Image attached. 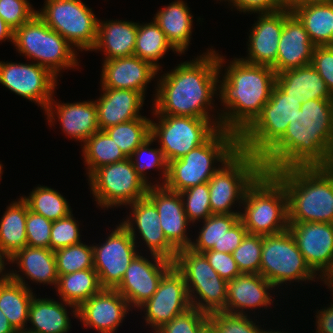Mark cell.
<instances>
[{
  "label": "cell",
  "instance_id": "obj_1",
  "mask_svg": "<svg viewBox=\"0 0 333 333\" xmlns=\"http://www.w3.org/2000/svg\"><path fill=\"white\" fill-rule=\"evenodd\" d=\"M206 52L158 76L153 115L203 118L221 128L220 114L213 116L211 112L215 109L213 97L219 95V76L227 61L214 49Z\"/></svg>",
  "mask_w": 333,
  "mask_h": 333
},
{
  "label": "cell",
  "instance_id": "obj_2",
  "mask_svg": "<svg viewBox=\"0 0 333 333\" xmlns=\"http://www.w3.org/2000/svg\"><path fill=\"white\" fill-rule=\"evenodd\" d=\"M333 155V99L301 104L283 137L260 159L265 172L329 167Z\"/></svg>",
  "mask_w": 333,
  "mask_h": 333
},
{
  "label": "cell",
  "instance_id": "obj_3",
  "mask_svg": "<svg viewBox=\"0 0 333 333\" xmlns=\"http://www.w3.org/2000/svg\"><path fill=\"white\" fill-rule=\"evenodd\" d=\"M219 79V98L224 110L221 128L238 137L254 122L269 101L277 74L272 67L234 58Z\"/></svg>",
  "mask_w": 333,
  "mask_h": 333
},
{
  "label": "cell",
  "instance_id": "obj_4",
  "mask_svg": "<svg viewBox=\"0 0 333 333\" xmlns=\"http://www.w3.org/2000/svg\"><path fill=\"white\" fill-rule=\"evenodd\" d=\"M272 174L286 190L288 222L333 223V170L330 167H296Z\"/></svg>",
  "mask_w": 333,
  "mask_h": 333
},
{
  "label": "cell",
  "instance_id": "obj_5",
  "mask_svg": "<svg viewBox=\"0 0 333 333\" xmlns=\"http://www.w3.org/2000/svg\"><path fill=\"white\" fill-rule=\"evenodd\" d=\"M238 150V136L218 128L203 144L192 149L182 158L168 163L164 186L169 190L181 192L209 182L221 167L220 163L227 162ZM216 163L219 164L218 167Z\"/></svg>",
  "mask_w": 333,
  "mask_h": 333
},
{
  "label": "cell",
  "instance_id": "obj_6",
  "mask_svg": "<svg viewBox=\"0 0 333 333\" xmlns=\"http://www.w3.org/2000/svg\"><path fill=\"white\" fill-rule=\"evenodd\" d=\"M240 220L249 234L274 235L288 230V198L283 184L263 171L247 188Z\"/></svg>",
  "mask_w": 333,
  "mask_h": 333
},
{
  "label": "cell",
  "instance_id": "obj_7",
  "mask_svg": "<svg viewBox=\"0 0 333 333\" xmlns=\"http://www.w3.org/2000/svg\"><path fill=\"white\" fill-rule=\"evenodd\" d=\"M13 45L20 55L48 68L57 77L63 69L79 67L77 49L51 29L38 14L14 30Z\"/></svg>",
  "mask_w": 333,
  "mask_h": 333
},
{
  "label": "cell",
  "instance_id": "obj_8",
  "mask_svg": "<svg viewBox=\"0 0 333 333\" xmlns=\"http://www.w3.org/2000/svg\"><path fill=\"white\" fill-rule=\"evenodd\" d=\"M302 99L288 96L276 84L254 122L238 137L239 149L261 159L285 134Z\"/></svg>",
  "mask_w": 333,
  "mask_h": 333
},
{
  "label": "cell",
  "instance_id": "obj_9",
  "mask_svg": "<svg viewBox=\"0 0 333 333\" xmlns=\"http://www.w3.org/2000/svg\"><path fill=\"white\" fill-rule=\"evenodd\" d=\"M263 171L259 158L240 149L221 164L208 182L212 214H240L231 207L242 206L247 188Z\"/></svg>",
  "mask_w": 333,
  "mask_h": 333
},
{
  "label": "cell",
  "instance_id": "obj_10",
  "mask_svg": "<svg viewBox=\"0 0 333 333\" xmlns=\"http://www.w3.org/2000/svg\"><path fill=\"white\" fill-rule=\"evenodd\" d=\"M183 275L192 307L207 314L223 311L227 299V281L209 264L202 253L180 249L173 262Z\"/></svg>",
  "mask_w": 333,
  "mask_h": 333
},
{
  "label": "cell",
  "instance_id": "obj_11",
  "mask_svg": "<svg viewBox=\"0 0 333 333\" xmlns=\"http://www.w3.org/2000/svg\"><path fill=\"white\" fill-rule=\"evenodd\" d=\"M260 275L275 288L288 282L316 281L289 230L262 236Z\"/></svg>",
  "mask_w": 333,
  "mask_h": 333
},
{
  "label": "cell",
  "instance_id": "obj_12",
  "mask_svg": "<svg viewBox=\"0 0 333 333\" xmlns=\"http://www.w3.org/2000/svg\"><path fill=\"white\" fill-rule=\"evenodd\" d=\"M90 191L101 208H114L146 197L149 185L137 174L130 158L101 166L88 178Z\"/></svg>",
  "mask_w": 333,
  "mask_h": 333
},
{
  "label": "cell",
  "instance_id": "obj_13",
  "mask_svg": "<svg viewBox=\"0 0 333 333\" xmlns=\"http://www.w3.org/2000/svg\"><path fill=\"white\" fill-rule=\"evenodd\" d=\"M38 16L79 51L95 46L98 18L81 0H45Z\"/></svg>",
  "mask_w": 333,
  "mask_h": 333
},
{
  "label": "cell",
  "instance_id": "obj_14",
  "mask_svg": "<svg viewBox=\"0 0 333 333\" xmlns=\"http://www.w3.org/2000/svg\"><path fill=\"white\" fill-rule=\"evenodd\" d=\"M158 123L151 119L150 136L160 143L166 161L177 160L192 149L203 144L217 128L207 119L155 115Z\"/></svg>",
  "mask_w": 333,
  "mask_h": 333
},
{
  "label": "cell",
  "instance_id": "obj_15",
  "mask_svg": "<svg viewBox=\"0 0 333 333\" xmlns=\"http://www.w3.org/2000/svg\"><path fill=\"white\" fill-rule=\"evenodd\" d=\"M107 236L101 245L92 244L94 269L103 289H115L130 262L139 253V246L121 223Z\"/></svg>",
  "mask_w": 333,
  "mask_h": 333
},
{
  "label": "cell",
  "instance_id": "obj_16",
  "mask_svg": "<svg viewBox=\"0 0 333 333\" xmlns=\"http://www.w3.org/2000/svg\"><path fill=\"white\" fill-rule=\"evenodd\" d=\"M57 79L48 68L33 61L25 64L0 61V84L38 107L40 105L42 110L52 100Z\"/></svg>",
  "mask_w": 333,
  "mask_h": 333
},
{
  "label": "cell",
  "instance_id": "obj_17",
  "mask_svg": "<svg viewBox=\"0 0 333 333\" xmlns=\"http://www.w3.org/2000/svg\"><path fill=\"white\" fill-rule=\"evenodd\" d=\"M190 307L184 277L173 265L161 278L154 295L138 309L144 311L146 326L150 325L155 333Z\"/></svg>",
  "mask_w": 333,
  "mask_h": 333
},
{
  "label": "cell",
  "instance_id": "obj_18",
  "mask_svg": "<svg viewBox=\"0 0 333 333\" xmlns=\"http://www.w3.org/2000/svg\"><path fill=\"white\" fill-rule=\"evenodd\" d=\"M139 254L141 252L130 262L122 281L115 288L134 309L154 295L161 278L173 266V262L162 257L151 254V261Z\"/></svg>",
  "mask_w": 333,
  "mask_h": 333
},
{
  "label": "cell",
  "instance_id": "obj_19",
  "mask_svg": "<svg viewBox=\"0 0 333 333\" xmlns=\"http://www.w3.org/2000/svg\"><path fill=\"white\" fill-rule=\"evenodd\" d=\"M288 230L307 265L322 279L333 267V223L289 222Z\"/></svg>",
  "mask_w": 333,
  "mask_h": 333
},
{
  "label": "cell",
  "instance_id": "obj_20",
  "mask_svg": "<svg viewBox=\"0 0 333 333\" xmlns=\"http://www.w3.org/2000/svg\"><path fill=\"white\" fill-rule=\"evenodd\" d=\"M128 206L132 211L120 223L128 230L135 243H137L136 238H138L137 230L150 254L174 262L178 250L166 239L155 205L147 197H144L128 204Z\"/></svg>",
  "mask_w": 333,
  "mask_h": 333
},
{
  "label": "cell",
  "instance_id": "obj_21",
  "mask_svg": "<svg viewBox=\"0 0 333 333\" xmlns=\"http://www.w3.org/2000/svg\"><path fill=\"white\" fill-rule=\"evenodd\" d=\"M128 301L115 289H102L77 308L82 325L98 333H115L129 314Z\"/></svg>",
  "mask_w": 333,
  "mask_h": 333
},
{
  "label": "cell",
  "instance_id": "obj_22",
  "mask_svg": "<svg viewBox=\"0 0 333 333\" xmlns=\"http://www.w3.org/2000/svg\"><path fill=\"white\" fill-rule=\"evenodd\" d=\"M146 197L155 205L166 239L177 249L189 248L191 238L187 234L190 222L184 211L179 192L164 185H150Z\"/></svg>",
  "mask_w": 333,
  "mask_h": 333
},
{
  "label": "cell",
  "instance_id": "obj_23",
  "mask_svg": "<svg viewBox=\"0 0 333 333\" xmlns=\"http://www.w3.org/2000/svg\"><path fill=\"white\" fill-rule=\"evenodd\" d=\"M56 102L52 97L44 110L47 122H50V127L55 125L54 122H57V117L63 133L71 139L83 142V144L95 132L100 131L95 101L63 102L62 104Z\"/></svg>",
  "mask_w": 333,
  "mask_h": 333
},
{
  "label": "cell",
  "instance_id": "obj_24",
  "mask_svg": "<svg viewBox=\"0 0 333 333\" xmlns=\"http://www.w3.org/2000/svg\"><path fill=\"white\" fill-rule=\"evenodd\" d=\"M101 88L126 89L140 92L144 97L147 85L159 70L137 56L103 60Z\"/></svg>",
  "mask_w": 333,
  "mask_h": 333
},
{
  "label": "cell",
  "instance_id": "obj_25",
  "mask_svg": "<svg viewBox=\"0 0 333 333\" xmlns=\"http://www.w3.org/2000/svg\"><path fill=\"white\" fill-rule=\"evenodd\" d=\"M314 48L304 25L290 10L284 9L283 31L276 63L272 66L275 73L309 65Z\"/></svg>",
  "mask_w": 333,
  "mask_h": 333
},
{
  "label": "cell",
  "instance_id": "obj_26",
  "mask_svg": "<svg viewBox=\"0 0 333 333\" xmlns=\"http://www.w3.org/2000/svg\"><path fill=\"white\" fill-rule=\"evenodd\" d=\"M284 26V9L273 13H262L249 30L248 55L244 62L272 67L276 63L278 44Z\"/></svg>",
  "mask_w": 333,
  "mask_h": 333
},
{
  "label": "cell",
  "instance_id": "obj_27",
  "mask_svg": "<svg viewBox=\"0 0 333 333\" xmlns=\"http://www.w3.org/2000/svg\"><path fill=\"white\" fill-rule=\"evenodd\" d=\"M273 289L276 288L262 275L242 273L227 282V299L223 311L248 315V310H260L261 307L267 309L273 303V295L269 292Z\"/></svg>",
  "mask_w": 333,
  "mask_h": 333
},
{
  "label": "cell",
  "instance_id": "obj_28",
  "mask_svg": "<svg viewBox=\"0 0 333 333\" xmlns=\"http://www.w3.org/2000/svg\"><path fill=\"white\" fill-rule=\"evenodd\" d=\"M95 101L100 130L142 117L145 97L135 90L101 88Z\"/></svg>",
  "mask_w": 333,
  "mask_h": 333
},
{
  "label": "cell",
  "instance_id": "obj_29",
  "mask_svg": "<svg viewBox=\"0 0 333 333\" xmlns=\"http://www.w3.org/2000/svg\"><path fill=\"white\" fill-rule=\"evenodd\" d=\"M10 262L12 264L16 263V267L19 268V271H14L13 269L9 271L10 278L25 287L32 289L26 283L24 277L37 284H50L54 285V288L56 287L58 281L56 260L54 251L50 248L25 246L10 258ZM18 272H22L21 275ZM22 274L24 277H22Z\"/></svg>",
  "mask_w": 333,
  "mask_h": 333
},
{
  "label": "cell",
  "instance_id": "obj_30",
  "mask_svg": "<svg viewBox=\"0 0 333 333\" xmlns=\"http://www.w3.org/2000/svg\"><path fill=\"white\" fill-rule=\"evenodd\" d=\"M137 31L136 22L99 19L97 39L91 51H103V60L133 56Z\"/></svg>",
  "mask_w": 333,
  "mask_h": 333
},
{
  "label": "cell",
  "instance_id": "obj_31",
  "mask_svg": "<svg viewBox=\"0 0 333 333\" xmlns=\"http://www.w3.org/2000/svg\"><path fill=\"white\" fill-rule=\"evenodd\" d=\"M70 307L73 316L77 318V308L63 300L55 301L51 298H32L29 308L28 321L32 325L26 327L29 333H68L71 320L66 307ZM68 313V314H67Z\"/></svg>",
  "mask_w": 333,
  "mask_h": 333
},
{
  "label": "cell",
  "instance_id": "obj_32",
  "mask_svg": "<svg viewBox=\"0 0 333 333\" xmlns=\"http://www.w3.org/2000/svg\"><path fill=\"white\" fill-rule=\"evenodd\" d=\"M154 22L164 32L167 40L180 53L188 50L193 29V15L183 0H175L168 6L160 8L154 14Z\"/></svg>",
  "mask_w": 333,
  "mask_h": 333
},
{
  "label": "cell",
  "instance_id": "obj_33",
  "mask_svg": "<svg viewBox=\"0 0 333 333\" xmlns=\"http://www.w3.org/2000/svg\"><path fill=\"white\" fill-rule=\"evenodd\" d=\"M276 85L288 96L302 99V103L310 99H333L325 81L311 64L278 73Z\"/></svg>",
  "mask_w": 333,
  "mask_h": 333
},
{
  "label": "cell",
  "instance_id": "obj_34",
  "mask_svg": "<svg viewBox=\"0 0 333 333\" xmlns=\"http://www.w3.org/2000/svg\"><path fill=\"white\" fill-rule=\"evenodd\" d=\"M32 291L10 277L0 281V309L16 332H23L28 326L29 308L35 295Z\"/></svg>",
  "mask_w": 333,
  "mask_h": 333
},
{
  "label": "cell",
  "instance_id": "obj_35",
  "mask_svg": "<svg viewBox=\"0 0 333 333\" xmlns=\"http://www.w3.org/2000/svg\"><path fill=\"white\" fill-rule=\"evenodd\" d=\"M291 12L304 25L315 46L333 45V1L304 5Z\"/></svg>",
  "mask_w": 333,
  "mask_h": 333
},
{
  "label": "cell",
  "instance_id": "obj_36",
  "mask_svg": "<svg viewBox=\"0 0 333 333\" xmlns=\"http://www.w3.org/2000/svg\"><path fill=\"white\" fill-rule=\"evenodd\" d=\"M27 203L21 198L6 207L0 220V248L11 258L27 246Z\"/></svg>",
  "mask_w": 333,
  "mask_h": 333
},
{
  "label": "cell",
  "instance_id": "obj_37",
  "mask_svg": "<svg viewBox=\"0 0 333 333\" xmlns=\"http://www.w3.org/2000/svg\"><path fill=\"white\" fill-rule=\"evenodd\" d=\"M102 289L94 268L58 275L55 287L59 299L72 304L76 308L93 295L98 294Z\"/></svg>",
  "mask_w": 333,
  "mask_h": 333
},
{
  "label": "cell",
  "instance_id": "obj_38",
  "mask_svg": "<svg viewBox=\"0 0 333 333\" xmlns=\"http://www.w3.org/2000/svg\"><path fill=\"white\" fill-rule=\"evenodd\" d=\"M172 50L180 54L167 40L164 32L154 22L140 24L138 22V31L136 35L134 56L150 62L159 71V59H163L166 52Z\"/></svg>",
  "mask_w": 333,
  "mask_h": 333
},
{
  "label": "cell",
  "instance_id": "obj_39",
  "mask_svg": "<svg viewBox=\"0 0 333 333\" xmlns=\"http://www.w3.org/2000/svg\"><path fill=\"white\" fill-rule=\"evenodd\" d=\"M83 145L81 143L82 156L85 165H87L86 173L88 177L101 166L127 158L113 139L102 130L95 132Z\"/></svg>",
  "mask_w": 333,
  "mask_h": 333
},
{
  "label": "cell",
  "instance_id": "obj_40",
  "mask_svg": "<svg viewBox=\"0 0 333 333\" xmlns=\"http://www.w3.org/2000/svg\"><path fill=\"white\" fill-rule=\"evenodd\" d=\"M240 219V214H212L204 221L196 240L192 239L190 249L197 253L207 250L222 252V239L226 232Z\"/></svg>",
  "mask_w": 333,
  "mask_h": 333
},
{
  "label": "cell",
  "instance_id": "obj_41",
  "mask_svg": "<svg viewBox=\"0 0 333 333\" xmlns=\"http://www.w3.org/2000/svg\"><path fill=\"white\" fill-rule=\"evenodd\" d=\"M21 198L27 203L29 210L51 221L64 218L73 211L60 192L47 186H37L29 196L25 195Z\"/></svg>",
  "mask_w": 333,
  "mask_h": 333
},
{
  "label": "cell",
  "instance_id": "obj_42",
  "mask_svg": "<svg viewBox=\"0 0 333 333\" xmlns=\"http://www.w3.org/2000/svg\"><path fill=\"white\" fill-rule=\"evenodd\" d=\"M119 146L123 154L130 158L133 152L150 137L151 119L140 118L111 126L104 130Z\"/></svg>",
  "mask_w": 333,
  "mask_h": 333
},
{
  "label": "cell",
  "instance_id": "obj_43",
  "mask_svg": "<svg viewBox=\"0 0 333 333\" xmlns=\"http://www.w3.org/2000/svg\"><path fill=\"white\" fill-rule=\"evenodd\" d=\"M156 142L151 136L146 139L132 154L130 159L133 162L134 169L137 174L150 186L153 185L149 178H147L148 169H158V171L162 172L160 178H162V182L160 183L155 181L157 184L154 185H164L167 178L168 173V162L166 161L163 151L159 148H151V144ZM145 157V158H144ZM147 160V162L145 161ZM150 182V183H149ZM160 183V184H159Z\"/></svg>",
  "mask_w": 333,
  "mask_h": 333
},
{
  "label": "cell",
  "instance_id": "obj_44",
  "mask_svg": "<svg viewBox=\"0 0 333 333\" xmlns=\"http://www.w3.org/2000/svg\"><path fill=\"white\" fill-rule=\"evenodd\" d=\"M58 275L94 268L93 246L82 241L54 252Z\"/></svg>",
  "mask_w": 333,
  "mask_h": 333
},
{
  "label": "cell",
  "instance_id": "obj_45",
  "mask_svg": "<svg viewBox=\"0 0 333 333\" xmlns=\"http://www.w3.org/2000/svg\"><path fill=\"white\" fill-rule=\"evenodd\" d=\"M180 193L187 219L193 224L212 215L208 182L183 190ZM198 220V221H197Z\"/></svg>",
  "mask_w": 333,
  "mask_h": 333
},
{
  "label": "cell",
  "instance_id": "obj_46",
  "mask_svg": "<svg viewBox=\"0 0 333 333\" xmlns=\"http://www.w3.org/2000/svg\"><path fill=\"white\" fill-rule=\"evenodd\" d=\"M262 235L247 233L232 253L241 273L260 274Z\"/></svg>",
  "mask_w": 333,
  "mask_h": 333
},
{
  "label": "cell",
  "instance_id": "obj_47",
  "mask_svg": "<svg viewBox=\"0 0 333 333\" xmlns=\"http://www.w3.org/2000/svg\"><path fill=\"white\" fill-rule=\"evenodd\" d=\"M250 315L231 314L217 311L208 314L209 323L218 333H261V326L256 325Z\"/></svg>",
  "mask_w": 333,
  "mask_h": 333
},
{
  "label": "cell",
  "instance_id": "obj_48",
  "mask_svg": "<svg viewBox=\"0 0 333 333\" xmlns=\"http://www.w3.org/2000/svg\"><path fill=\"white\" fill-rule=\"evenodd\" d=\"M208 323V314L191 306L155 333H200Z\"/></svg>",
  "mask_w": 333,
  "mask_h": 333
},
{
  "label": "cell",
  "instance_id": "obj_49",
  "mask_svg": "<svg viewBox=\"0 0 333 333\" xmlns=\"http://www.w3.org/2000/svg\"><path fill=\"white\" fill-rule=\"evenodd\" d=\"M79 222L70 213L68 216L53 221L49 248L52 251L71 246L81 242Z\"/></svg>",
  "mask_w": 333,
  "mask_h": 333
},
{
  "label": "cell",
  "instance_id": "obj_50",
  "mask_svg": "<svg viewBox=\"0 0 333 333\" xmlns=\"http://www.w3.org/2000/svg\"><path fill=\"white\" fill-rule=\"evenodd\" d=\"M52 223L53 221L29 210L27 205V246L49 248Z\"/></svg>",
  "mask_w": 333,
  "mask_h": 333
},
{
  "label": "cell",
  "instance_id": "obj_51",
  "mask_svg": "<svg viewBox=\"0 0 333 333\" xmlns=\"http://www.w3.org/2000/svg\"><path fill=\"white\" fill-rule=\"evenodd\" d=\"M32 7L28 0H0V15L15 30L37 14Z\"/></svg>",
  "mask_w": 333,
  "mask_h": 333
},
{
  "label": "cell",
  "instance_id": "obj_52",
  "mask_svg": "<svg viewBox=\"0 0 333 333\" xmlns=\"http://www.w3.org/2000/svg\"><path fill=\"white\" fill-rule=\"evenodd\" d=\"M333 95V45L315 46L310 63Z\"/></svg>",
  "mask_w": 333,
  "mask_h": 333
},
{
  "label": "cell",
  "instance_id": "obj_53",
  "mask_svg": "<svg viewBox=\"0 0 333 333\" xmlns=\"http://www.w3.org/2000/svg\"><path fill=\"white\" fill-rule=\"evenodd\" d=\"M202 254L207 258L209 264L220 277L227 282L242 274L232 253L219 252L210 249Z\"/></svg>",
  "mask_w": 333,
  "mask_h": 333
},
{
  "label": "cell",
  "instance_id": "obj_54",
  "mask_svg": "<svg viewBox=\"0 0 333 333\" xmlns=\"http://www.w3.org/2000/svg\"><path fill=\"white\" fill-rule=\"evenodd\" d=\"M223 0H220V2ZM239 12L248 14L273 13L282 10L281 0H224Z\"/></svg>",
  "mask_w": 333,
  "mask_h": 333
},
{
  "label": "cell",
  "instance_id": "obj_55",
  "mask_svg": "<svg viewBox=\"0 0 333 333\" xmlns=\"http://www.w3.org/2000/svg\"><path fill=\"white\" fill-rule=\"evenodd\" d=\"M246 234L247 230L244 227L243 222L239 219L229 231L225 233L222 239V252L233 253L241 244Z\"/></svg>",
  "mask_w": 333,
  "mask_h": 333
},
{
  "label": "cell",
  "instance_id": "obj_56",
  "mask_svg": "<svg viewBox=\"0 0 333 333\" xmlns=\"http://www.w3.org/2000/svg\"><path fill=\"white\" fill-rule=\"evenodd\" d=\"M333 0H281L282 8L285 10L292 11L297 7H301L308 4H317V3H328Z\"/></svg>",
  "mask_w": 333,
  "mask_h": 333
},
{
  "label": "cell",
  "instance_id": "obj_57",
  "mask_svg": "<svg viewBox=\"0 0 333 333\" xmlns=\"http://www.w3.org/2000/svg\"><path fill=\"white\" fill-rule=\"evenodd\" d=\"M9 40L13 43L14 41V29H12L0 15V42Z\"/></svg>",
  "mask_w": 333,
  "mask_h": 333
},
{
  "label": "cell",
  "instance_id": "obj_58",
  "mask_svg": "<svg viewBox=\"0 0 333 333\" xmlns=\"http://www.w3.org/2000/svg\"><path fill=\"white\" fill-rule=\"evenodd\" d=\"M9 262L10 258L0 248V281H4L10 277V272L6 273V268H5V265L10 264Z\"/></svg>",
  "mask_w": 333,
  "mask_h": 333
},
{
  "label": "cell",
  "instance_id": "obj_59",
  "mask_svg": "<svg viewBox=\"0 0 333 333\" xmlns=\"http://www.w3.org/2000/svg\"><path fill=\"white\" fill-rule=\"evenodd\" d=\"M0 333H17L8 322L7 317L0 309Z\"/></svg>",
  "mask_w": 333,
  "mask_h": 333
},
{
  "label": "cell",
  "instance_id": "obj_60",
  "mask_svg": "<svg viewBox=\"0 0 333 333\" xmlns=\"http://www.w3.org/2000/svg\"><path fill=\"white\" fill-rule=\"evenodd\" d=\"M320 281H323L328 286V289H331L330 291L333 295V267Z\"/></svg>",
  "mask_w": 333,
  "mask_h": 333
},
{
  "label": "cell",
  "instance_id": "obj_61",
  "mask_svg": "<svg viewBox=\"0 0 333 333\" xmlns=\"http://www.w3.org/2000/svg\"><path fill=\"white\" fill-rule=\"evenodd\" d=\"M200 333H218L215 328L208 323L202 330Z\"/></svg>",
  "mask_w": 333,
  "mask_h": 333
},
{
  "label": "cell",
  "instance_id": "obj_62",
  "mask_svg": "<svg viewBox=\"0 0 333 333\" xmlns=\"http://www.w3.org/2000/svg\"><path fill=\"white\" fill-rule=\"evenodd\" d=\"M270 330H265V329L262 328L261 333H284L283 331L281 332V331H278V330L277 331L276 330L273 331L272 329H270ZM285 333H288V332H285Z\"/></svg>",
  "mask_w": 333,
  "mask_h": 333
},
{
  "label": "cell",
  "instance_id": "obj_63",
  "mask_svg": "<svg viewBox=\"0 0 333 333\" xmlns=\"http://www.w3.org/2000/svg\"><path fill=\"white\" fill-rule=\"evenodd\" d=\"M2 168H3V165L0 163V180H1L2 174H3Z\"/></svg>",
  "mask_w": 333,
  "mask_h": 333
},
{
  "label": "cell",
  "instance_id": "obj_64",
  "mask_svg": "<svg viewBox=\"0 0 333 333\" xmlns=\"http://www.w3.org/2000/svg\"><path fill=\"white\" fill-rule=\"evenodd\" d=\"M329 167L333 170V155H332V158H331V160H330V165H329Z\"/></svg>",
  "mask_w": 333,
  "mask_h": 333
},
{
  "label": "cell",
  "instance_id": "obj_65",
  "mask_svg": "<svg viewBox=\"0 0 333 333\" xmlns=\"http://www.w3.org/2000/svg\"><path fill=\"white\" fill-rule=\"evenodd\" d=\"M17 333H29V332H27V331H23V332H17Z\"/></svg>",
  "mask_w": 333,
  "mask_h": 333
}]
</instances>
